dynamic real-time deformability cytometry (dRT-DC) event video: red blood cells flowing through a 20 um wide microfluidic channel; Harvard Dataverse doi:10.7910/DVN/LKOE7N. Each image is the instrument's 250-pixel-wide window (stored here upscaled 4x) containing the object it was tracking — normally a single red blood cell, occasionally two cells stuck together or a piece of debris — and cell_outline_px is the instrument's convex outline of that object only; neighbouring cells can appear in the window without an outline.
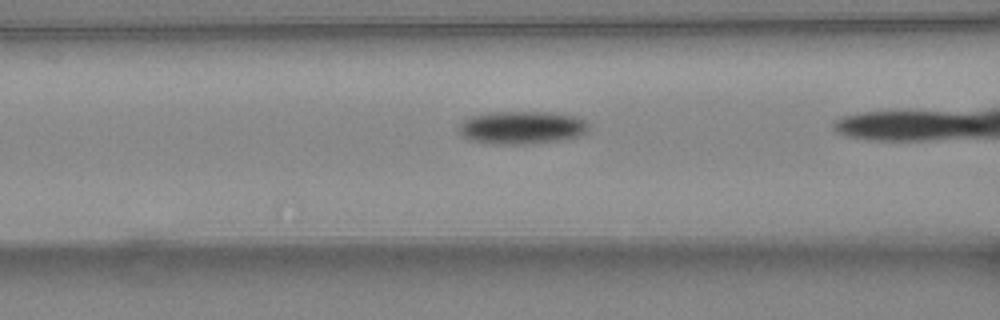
{"species": "common noctule bat (a hibernating species)", "species_latin": "Nyctalus noctula", "temperature_condition": "warm", "stored_images_in_passage": 28, "camera_frame_rate_fps": 3000, "um_per_image_px": 0.085, "animal": {"sex": "female", "body_mass_g": 24.6, "forearm_length_mm": 56.2}, "frame": {"image": 1, "passage_image": 11, "time_ms": 3.333, "image_size_px": [1000, 320], "cell_outline_px": [[592, 124], [588, 132], [580, 136], [564, 140], [524, 144], [492, 144], [472, 140], [464, 136], [460, 132], [460, 124], [464, 120], [472, 116], [492, 112], [552, 112], [580, 116], [588, 120]], "centroid_in_image_um": [44.5, 10.83], "position_along_channel_um": 122.1, "area_um2": 25.32}}
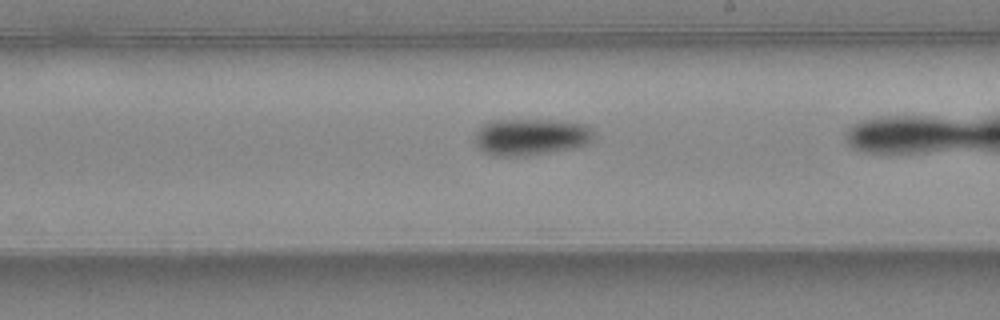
{"frame": {"image": 2, "passage_image": 19, "time_ms": 6.0, "image_size_px": [1000, 320], "cell_outline_px": [[596, 140], [588, 144], [572, 148], [524, 156], [492, 156], [484, 152], [476, 144], [476, 132], [484, 124], [492, 120], [556, 120], [588, 124], [592, 128]], "centroid_in_image_um": [45.19, 11.63], "position_along_channel_um": 243.8, "area_um2": 25.66}}
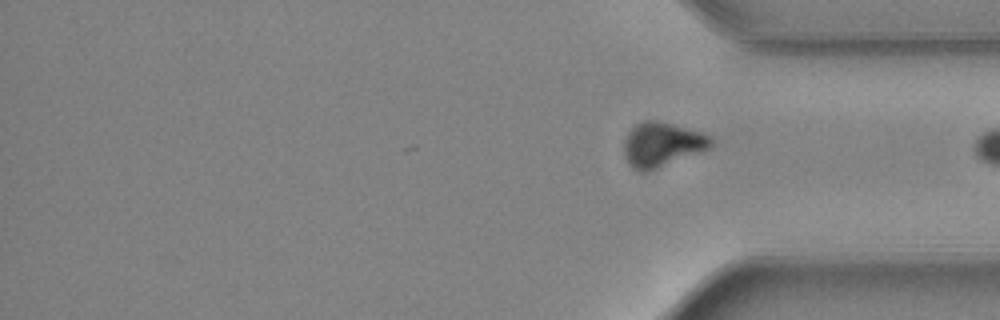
{"frame": {"image": 3, "passage_image": 28, "time_ms": 9.0, "image_size_px": [1000, 320], "cell_outline_px": [[716, 140], [712, 148], [648, 172], [640, 172], [632, 168], [628, 164], [624, 156], [624, 140], [628, 132], [636, 124], [644, 120], [656, 120], [704, 132], [712, 136]], "centroid_in_image_um": [56.31, 12.29], "position_along_channel_um": 378.9, "area_um2": 23.12}, "authors_computed_cell_mechanics": {"area_um2": 25.3164, "velocity_mm_per_s": 4.5458, "shape_relaxation_time_tau1_ms": 2.0626, "shape_relaxation_time_tau2_ms": null, "deformation_change_tau1": 0.1048, "deformation_change_tau2": null}}